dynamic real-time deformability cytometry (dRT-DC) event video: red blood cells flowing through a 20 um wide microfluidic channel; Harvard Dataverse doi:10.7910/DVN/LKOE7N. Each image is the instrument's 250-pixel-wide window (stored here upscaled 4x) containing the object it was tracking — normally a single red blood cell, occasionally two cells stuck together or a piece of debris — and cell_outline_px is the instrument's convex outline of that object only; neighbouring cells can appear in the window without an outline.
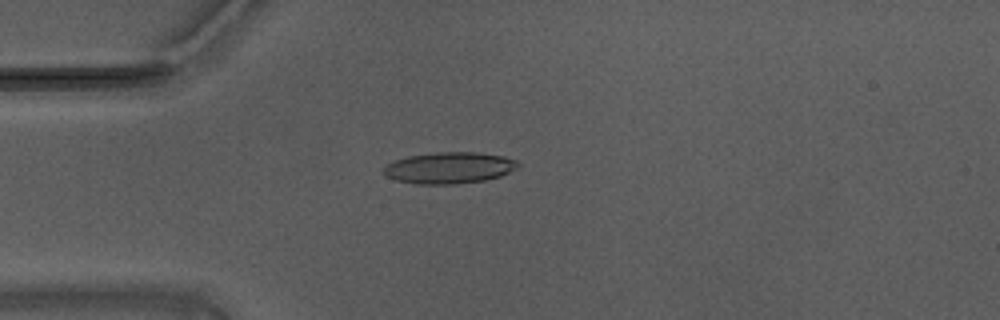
{"species": "Egyptian fruit bat (a non-hibernating species)", "species_latin": "Rousettus aegyptiacus", "temperature_condition": "warm", "stored_images_in_passage": 54, "camera_frame_rate_fps": 3000, "um_per_image_px": 0.085, "animal": {"sex": "male"}, "frame": {"image": 1, "passage_image": 13, "time_ms": 4.0, "image_size_px": [1000, 320], "cell_outline_px": [[520, 164], [516, 168], [500, 176], [484, 180], [456, 184], [416, 184], [396, 180], [388, 176], [384, 172], [384, 168], [388, 164], [396, 160], [408, 156], [440, 152], [476, 152], [504, 156], [516, 160]], "centroid_in_image_um": [38.21, 14.26], "position_along_channel_um": 46.8, "area_um2": 24.33}}
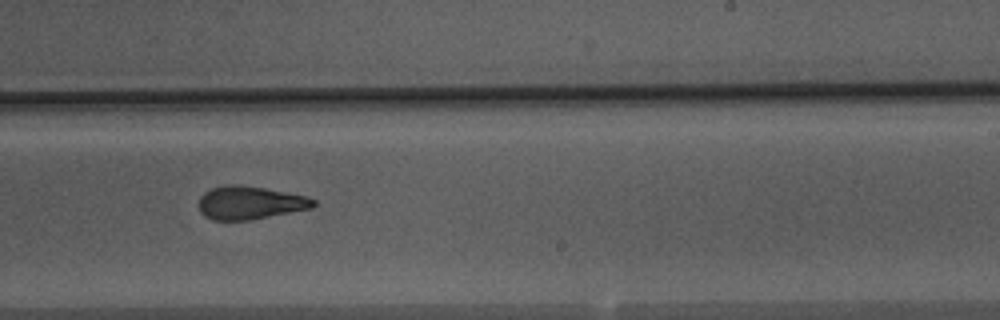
{"frame": {"image": 2, "passage_image": 32, "time_ms": 10.333, "image_size_px": [1000, 320], "cell_outline_px": [[316, 204], [312, 208], [248, 220], [212, 220], [204, 216], [200, 212], [200, 196], [204, 192], [212, 188], [224, 184], [240, 184], [264, 188], [308, 196], [316, 200]], "centroid_in_image_um": [21.24, 17.22], "position_along_channel_um": 267.8, "area_um2": 22.2}}
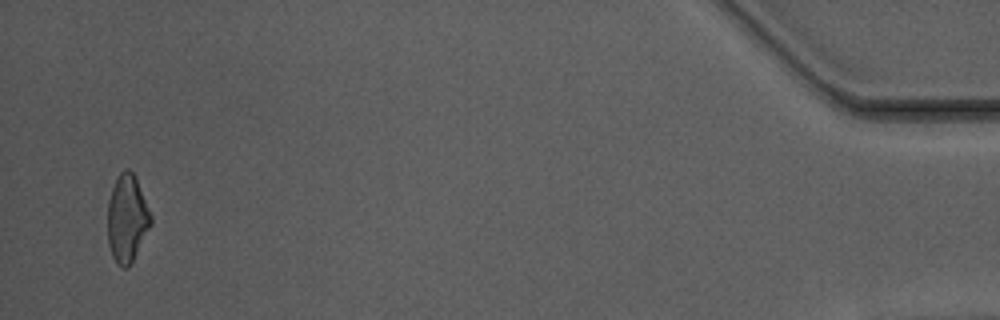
{"frame": {"image": 3, "passage_image": 52, "time_ms": 17.0, "image_size_px": [1000, 320], "cell_outline_px": [[152, 224], [128, 268], [124, 268], [116, 264], [112, 256], [108, 244], [108, 200], [112, 188], [120, 172], [124, 168], [128, 168], [136, 176], [152, 216]], "centroid_in_image_um": [10.8, 18.56], "position_along_channel_um": 424.4, "area_um2": 22.14}, "authors_computed_cell_mechanics": {"area_um2": 22.9755, "velocity_mm_per_s": 3.7305, "shape_relaxation_time_tau1_ms": 8.0208, "shape_relaxation_time_tau2_ms": 2.4923, "deformation_change_tau1": 0.235, "deformation_change_tau2": 0.0926}}